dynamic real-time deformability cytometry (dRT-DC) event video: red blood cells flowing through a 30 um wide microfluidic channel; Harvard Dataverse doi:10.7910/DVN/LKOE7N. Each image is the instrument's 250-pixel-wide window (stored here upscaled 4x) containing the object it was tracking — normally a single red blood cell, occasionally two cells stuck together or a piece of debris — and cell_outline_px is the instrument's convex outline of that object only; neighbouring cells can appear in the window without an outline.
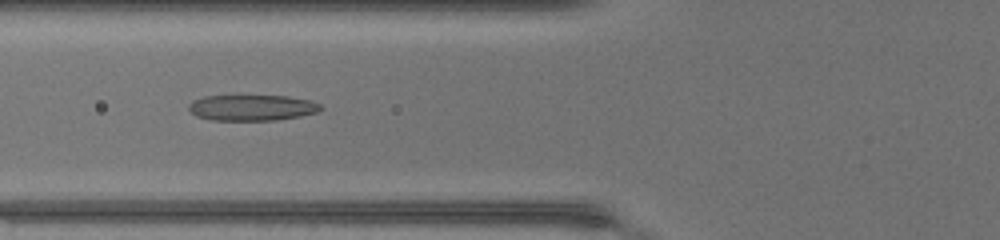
{"species": "common noctule bat (a hibernating species)", "species_latin": "Nyctalus noctula", "temperature_condition": "warm", "stored_images_in_passage": 32, "camera_frame_rate_fps": 3000, "um_per_image_px": 0.085, "animal": {"sex": "female", "body_mass_g": 17.0, "forearm_length_mm": 48.0}, "frame": {"image": 1, "passage_image": 4, "time_ms": 1.0, "image_size_px": [1000, 240], "cell_outline_px": [[324, 108], [320, 112], [300, 116], [276, 120], [212, 120], [196, 116], [188, 108], [188, 104], [192, 100], [204, 96], [288, 96], [312, 100], [320, 104]], "centroid_in_image_um": [21.46, 9.15], "position_along_channel_um": 104.3, "area_um2": 20.06}}
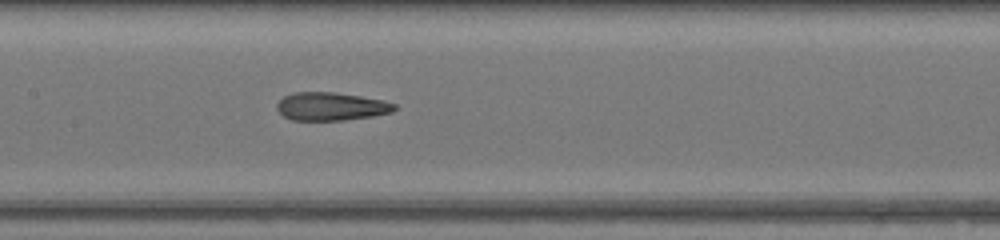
{"frame": {"image": 2, "passage_image": 9, "time_ms": 2.667, "image_size_px": [1000, 240], "cell_outline_px": [[396, 108], [392, 112], [372, 116], [344, 120], [292, 120], [284, 116], [276, 108], [276, 104], [284, 96], [296, 92], [332, 92], [360, 96], [384, 100], [396, 104]], "centroid_in_image_um": [28.14, 9.04], "position_along_channel_um": 179.3, "area_um2": 19.19}}
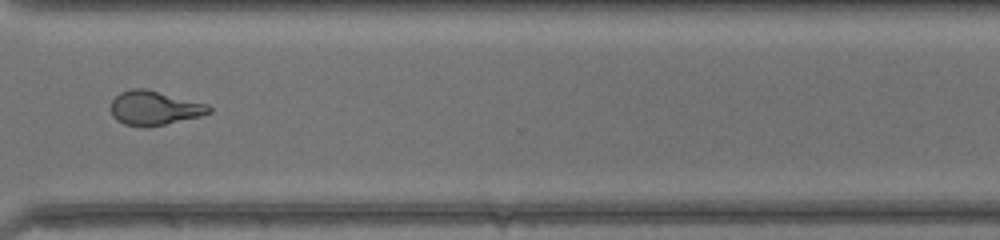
{"frame": {"image": 3, "passage_image": 21, "time_ms": 6.667, "image_size_px": [1000, 240], "cell_outline_px": [[212, 112], [200, 116], [164, 124], [144, 128], [124, 124], [116, 120], [112, 116], [112, 100], [120, 92], [132, 88], [144, 88], [208, 104], [212, 108]], "centroid_in_image_um": [13.11, 9.19], "position_along_channel_um": 357.5, "area_um2": 19.54}, "authors_computed_cell_mechanics": {"area_um2": 19.6231, "velocity_mm_per_s": 4.4602, "shape_relaxation_time_tau1_ms": null, "shape_relaxation_time_tau2_ms": 1.5369, "deformation_change_tau1": null, "deformation_change_tau2": 0.1013}}